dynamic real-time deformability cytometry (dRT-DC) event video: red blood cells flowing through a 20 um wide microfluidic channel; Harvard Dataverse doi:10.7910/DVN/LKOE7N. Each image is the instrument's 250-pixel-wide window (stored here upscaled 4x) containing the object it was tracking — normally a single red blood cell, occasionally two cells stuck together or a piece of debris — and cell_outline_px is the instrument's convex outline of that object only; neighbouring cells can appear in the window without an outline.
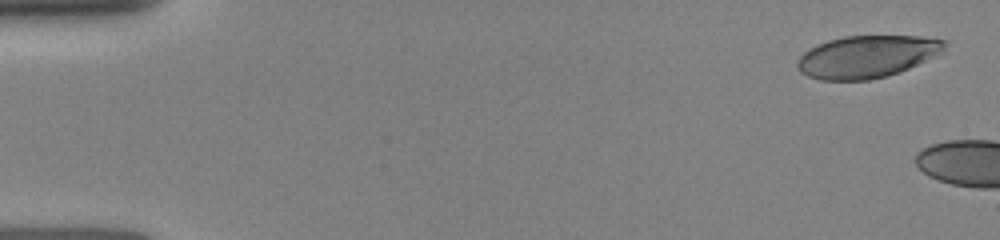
{"species": "human", "species_latin": "Homo sapiens", "temperature_condition": "room temperature", "stored_images_in_passage": 4, "camera_frame_rate_fps": 3000, "um_per_image_px": 0.085, "donor": {"sex": "female"}, "frame": {"image": 1, "passage_image": 1, "time_ms": 0.0, "image_size_px": [1000, 240], "cell_outline_px": [[948, 44], [944, 48], [924, 60], [900, 72], [888, 76], [868, 80], [820, 80], [808, 76], [800, 72], [796, 64], [796, 60], [808, 48], [816, 44], [828, 40], [844, 36], [920, 36], [948, 40]], "centroid_in_image_um": [73.62, 4.81], "position_along_channel_um": 11.4, "area_um2": 36.18}}